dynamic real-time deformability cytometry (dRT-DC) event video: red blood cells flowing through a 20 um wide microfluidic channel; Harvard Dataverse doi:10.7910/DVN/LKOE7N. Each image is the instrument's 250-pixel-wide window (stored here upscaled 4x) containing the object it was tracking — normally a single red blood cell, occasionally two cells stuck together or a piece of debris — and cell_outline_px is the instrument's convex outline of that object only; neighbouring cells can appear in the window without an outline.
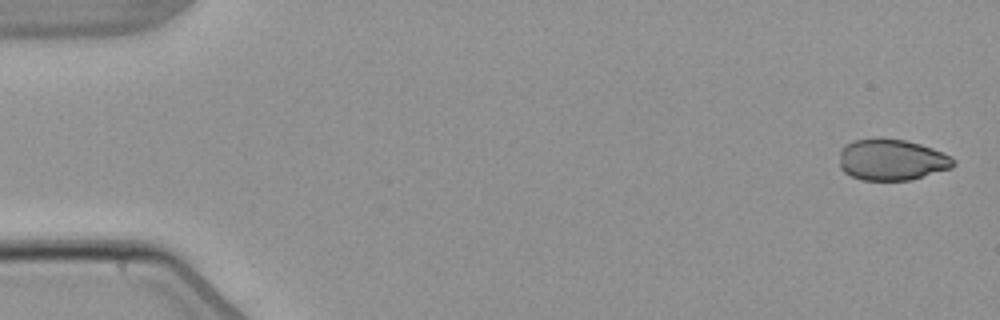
{"species": "common noctule bat (a hibernating species)", "species_latin": "Nyctalus noctula", "temperature_condition": "warm", "stored_images_in_passage": 5, "camera_frame_rate_fps": 3000, "um_per_image_px": 0.085, "animal": {"sex": "male", "body_mass_g": 21.5, "forearm_length_mm": 52.0}, "frame": {"image": 1, "passage_image": 1, "time_ms": 0.0, "image_size_px": [1000, 320], "cell_outline_px": [[956, 164], [952, 168], [912, 180], [860, 180], [844, 172], [840, 168], [840, 148], [844, 144], [852, 140], [904, 140], [920, 144], [932, 148], [952, 156], [956, 160]], "centroid_in_image_um": [75.82, 13.61], "position_along_channel_um": 9.2, "area_um2": 27.34}}
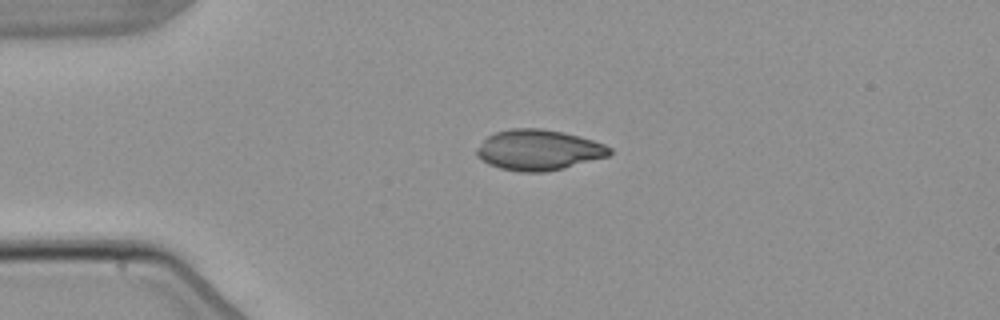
{"frame": {"image": 2, "passage_image": 4, "time_ms": 3.667, "image_size_px": [1000, 320], "cell_outline_px": [[612, 152], [608, 156], [564, 168], [544, 172], [520, 172], [500, 168], [488, 164], [476, 156], [476, 148], [488, 136], [496, 132], [512, 128], [540, 128], [564, 132], [580, 136], [604, 144], [612, 148]], "centroid_in_image_um": [45.77, 12.75], "position_along_channel_um": 39.2, "area_um2": 31.44}}